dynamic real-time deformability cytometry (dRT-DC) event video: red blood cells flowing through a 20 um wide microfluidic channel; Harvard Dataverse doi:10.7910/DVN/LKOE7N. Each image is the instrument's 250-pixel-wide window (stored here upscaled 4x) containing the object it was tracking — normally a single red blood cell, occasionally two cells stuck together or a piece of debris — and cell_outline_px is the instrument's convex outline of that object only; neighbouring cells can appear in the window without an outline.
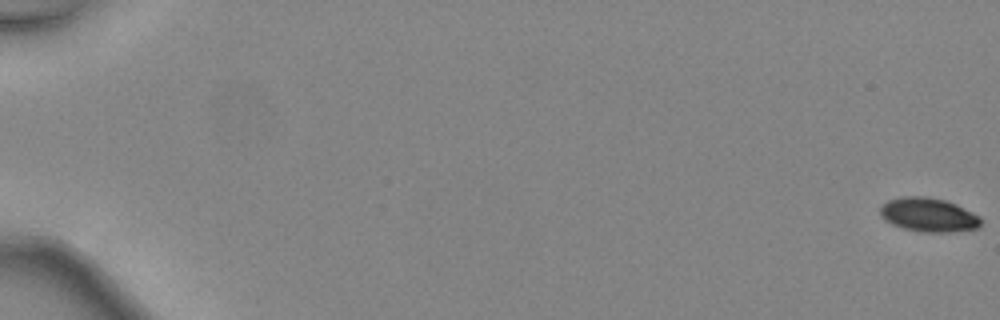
{"species": "common noctule bat (a hibernating species)", "species_latin": "Nyctalus noctula", "temperature_condition": "warm", "stored_images_in_passage": 48, "camera_frame_rate_fps": 3000, "um_per_image_px": 0.085, "animal": {"sex": "female", "body_mass_g": 24.6, "forearm_length_mm": 56.2}, "frame": {"image": 1, "passage_image": 1, "time_ms": 0.0, "image_size_px": [1000, 320], "cell_outline_px": [[980, 224], [976, 228], [952, 232], [924, 232], [904, 228], [892, 224], [884, 220], [880, 216], [880, 208], [888, 200], [904, 196], [924, 196], [944, 200], [956, 204], [980, 216]], "centroid_in_image_um": [78.9, 18.26], "position_along_channel_um": 6.1, "area_um2": 19.77}}
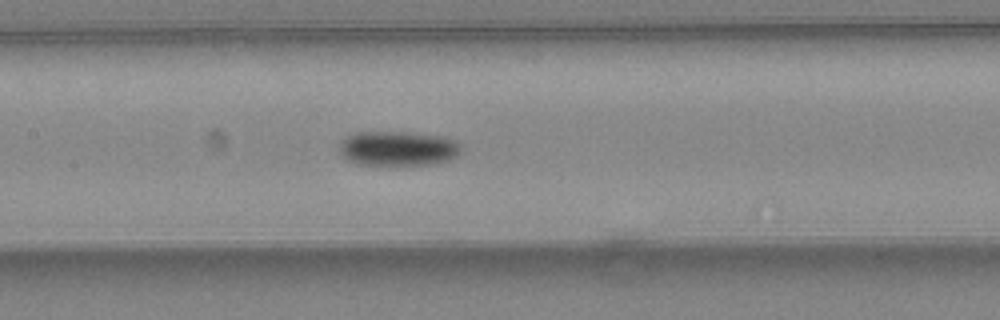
{"frame": {"image": 2, "passage_image": 26, "time_ms": 8.333, "image_size_px": [1000, 320], "cell_outline_px": [[460, 152], [456, 156], [448, 160], [432, 164], [408, 168], [404, 168], [360, 164], [344, 160], [340, 152], [340, 140], [356, 132], [408, 132], [444, 136], [460, 144]], "centroid_in_image_um": [33.8, 12.67], "position_along_channel_um": 173.6, "area_um2": 25.61}}
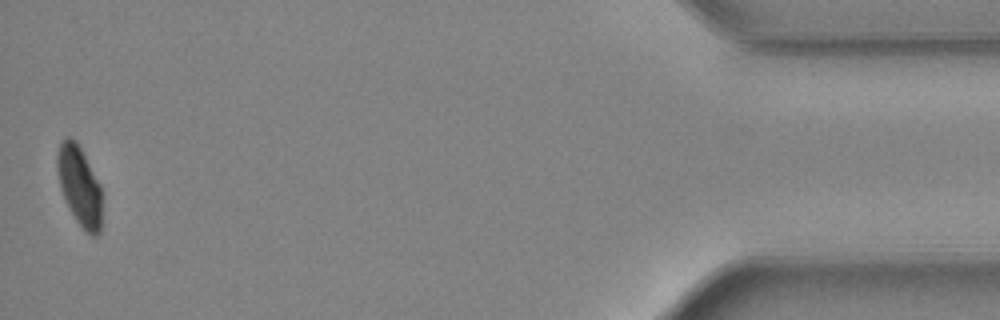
{"frame": {"image": 3, "passage_image": 48, "time_ms": 15.667, "image_size_px": [1000, 320], "cell_outline_px": [[100, 232], [96, 236], [92, 236], [84, 232], [76, 220], [60, 188], [56, 168], [56, 156], [60, 144], [64, 136], [68, 136], [76, 140], [100, 184]], "centroid_in_image_um": [6.73, 15.77], "position_along_channel_um": 428.5, "area_um2": 20.52}, "authors_computed_cell_mechanics": {"area_um2": 22.3108, "velocity_mm_per_s": 4.5503, "shape_relaxation_time_tau1_ms": 2.9802, "shape_relaxation_time_tau2_ms": null, "deformation_change_tau1": 0.1181, "deformation_change_tau2": null}}